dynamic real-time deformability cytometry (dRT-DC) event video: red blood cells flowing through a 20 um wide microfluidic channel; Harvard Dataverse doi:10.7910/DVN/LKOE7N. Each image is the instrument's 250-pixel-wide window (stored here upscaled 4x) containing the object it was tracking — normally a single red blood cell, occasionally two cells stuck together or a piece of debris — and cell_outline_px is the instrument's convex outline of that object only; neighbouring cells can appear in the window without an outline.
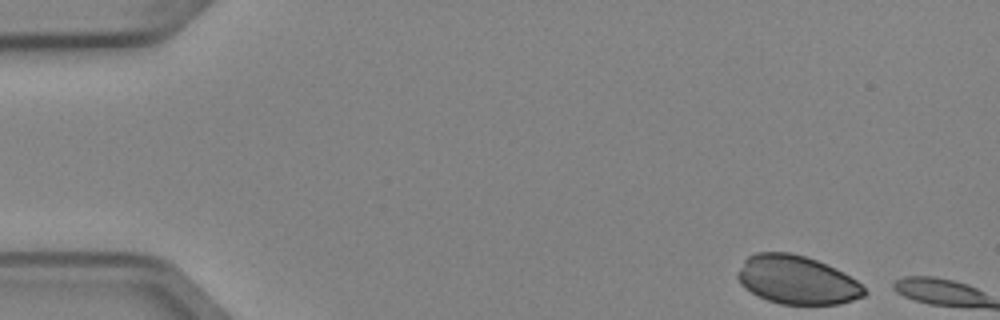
{"species": "Egyptian fruit bat (a non-hibernating species)", "species_latin": "Rousettus aegyptiacus", "temperature_condition": "cold", "stored_images_in_passage": 2, "camera_frame_rate_fps": 3000, "um_per_image_px": 0.085, "animal": {"sex": "female"}, "frame": {"image": 1, "passage_image": 1, "time_ms": 0.0, "image_size_px": [1000, 320], "cell_outline_px": [[868, 292], [864, 296], [840, 304], [780, 304], [768, 300], [744, 288], [740, 284], [736, 276], [736, 272], [744, 260], [748, 256], [756, 252], [788, 252], [804, 256], [816, 260], [844, 272], [856, 280]], "centroid_in_image_um": [67.71, 23.79], "position_along_channel_um": 17.3, "area_um2": 35.78}}